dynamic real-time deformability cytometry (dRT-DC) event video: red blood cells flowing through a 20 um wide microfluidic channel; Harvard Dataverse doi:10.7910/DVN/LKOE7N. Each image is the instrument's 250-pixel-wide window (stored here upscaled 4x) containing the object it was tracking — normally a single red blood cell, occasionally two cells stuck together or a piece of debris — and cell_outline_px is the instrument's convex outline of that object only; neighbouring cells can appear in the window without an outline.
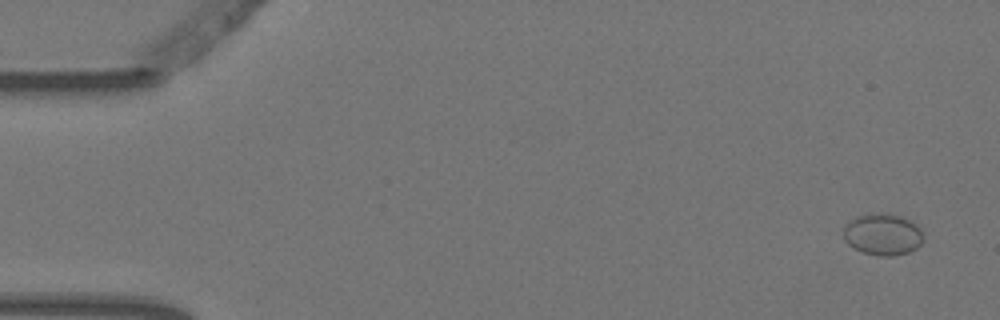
{"species": "Egyptian fruit bat (a non-hibernating species)", "species_latin": "Rousettus aegyptiacus", "temperature_condition": "warm", "stored_images_in_passage": 4, "camera_frame_rate_fps": 3000, "um_per_image_px": 0.085, "animal": {"sex": "female"}, "frame": {"image": 1, "passage_image": 1, "time_ms": 0.0, "image_size_px": [1000, 320], "cell_outline_px": [[924, 240], [916, 248], [908, 252], [892, 256], [880, 256], [864, 252], [852, 248], [844, 240], [844, 228], [856, 216], [884, 212], [900, 216], [916, 224], [920, 228], [924, 236]], "centroid_in_image_um": [75.05, 19.93], "position_along_channel_um": 10.0, "area_um2": 19.31}}
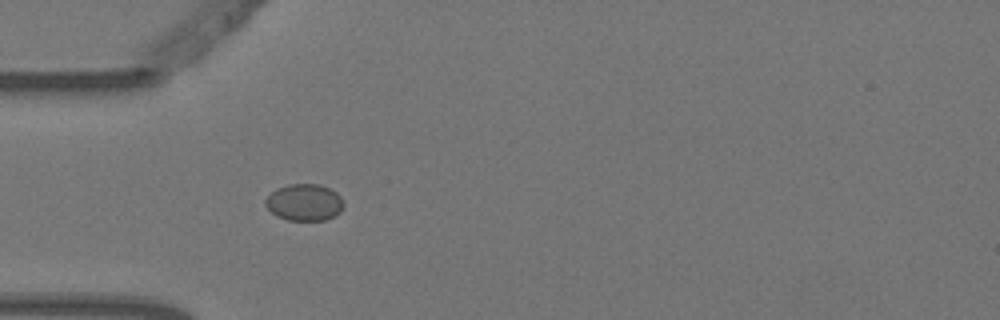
{"frame": {"image": 2, "passage_image": 4, "time_ms": 1.0, "image_size_px": [1000, 320], "cell_outline_px": [[344, 204], [340, 212], [324, 220], [288, 220], [276, 216], [264, 204], [264, 200], [276, 188], [288, 184], [320, 184], [336, 192], [340, 196]], "centroid_in_image_um": [25.85, 17.19], "position_along_channel_um": 59.1, "area_um2": 16.7}}